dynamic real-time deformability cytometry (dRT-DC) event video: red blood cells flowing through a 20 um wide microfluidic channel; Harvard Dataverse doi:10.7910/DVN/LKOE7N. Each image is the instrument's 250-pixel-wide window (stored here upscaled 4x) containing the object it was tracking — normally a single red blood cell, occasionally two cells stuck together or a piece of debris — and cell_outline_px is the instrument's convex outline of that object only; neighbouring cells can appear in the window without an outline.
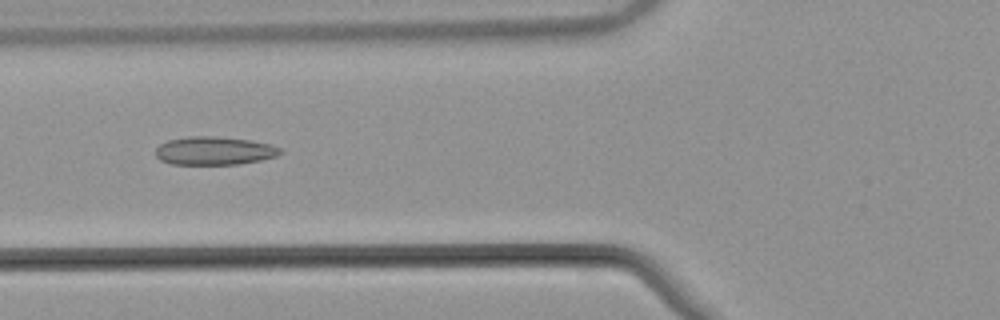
{"species": "common noctule bat (a hibernating species)", "species_latin": "Nyctalus noctula", "temperature_condition": "warm", "stored_images_in_passage": 43, "camera_frame_rate_fps": 3000, "um_per_image_px": 0.085, "animal": {"sex": "male", "body_mass_g": 21.5, "forearm_length_mm": 52.0}, "frame": {"image": 1, "passage_image": 11, "time_ms": 3.333, "image_size_px": [1000, 320], "cell_outline_px": [[284, 152], [276, 156], [260, 160], [240, 164], [172, 164], [160, 160], [156, 156], [156, 148], [160, 144], [168, 140], [188, 136], [212, 136], [252, 140], [268, 144], [280, 148]], "centroid_in_image_um": [18.21, 12.81], "position_along_channel_um": 107.6, "area_um2": 20.52}}
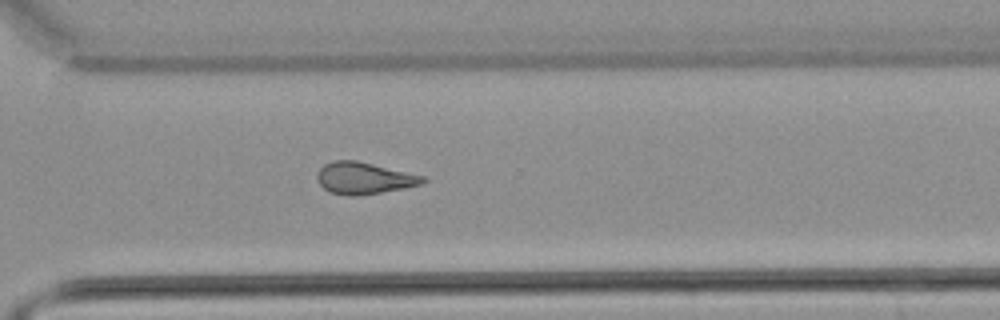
{"frame": {"image": 2, "passage_image": 29, "time_ms": 9.333, "image_size_px": [1000, 320], "cell_outline_px": [[428, 180], [420, 184], [404, 188], [380, 192], [352, 196], [348, 196], [328, 192], [320, 184], [316, 176], [320, 168], [324, 164], [332, 160], [356, 160], [424, 176]], "centroid_in_image_um": [30.91, 15.14], "position_along_channel_um": 339.7, "area_um2": 19.42}}
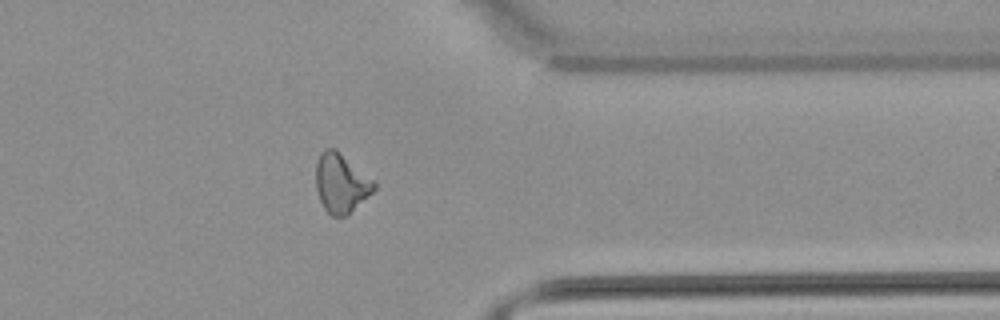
{"frame": {"image": 3, "passage_image": 33, "time_ms": 10.667, "image_size_px": [1000, 320], "cell_outline_px": [[376, 188], [372, 192], [344, 216], [332, 216], [324, 208], [320, 200], [316, 188], [316, 160], [320, 152], [324, 148], [336, 148], [372, 180], [376, 184]], "centroid_in_image_um": [28.94, 15.52], "position_along_channel_um": 382.5, "area_um2": 19.65}, "authors_computed_cell_mechanics": {"area_um2": 19.7676, "velocity_mm_per_s": 3.8667, "shape_relaxation_time_tau1_ms": null, "shape_relaxation_time_tau2_ms": 3.6032, "deformation_change_tau1": null, "deformation_change_tau2": 0.114}}